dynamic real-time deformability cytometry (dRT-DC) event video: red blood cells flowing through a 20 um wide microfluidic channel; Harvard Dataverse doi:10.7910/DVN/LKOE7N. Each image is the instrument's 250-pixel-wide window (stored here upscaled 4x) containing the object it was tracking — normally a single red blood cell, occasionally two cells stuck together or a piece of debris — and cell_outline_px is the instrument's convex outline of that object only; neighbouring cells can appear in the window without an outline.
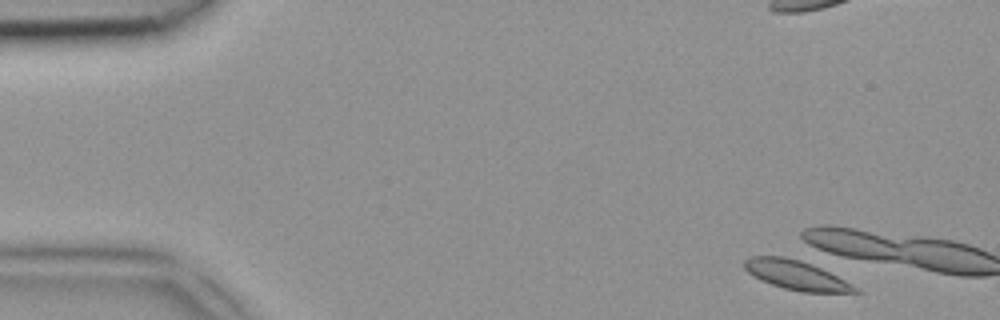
{"species": "common noctule bat (a hibernating species)", "species_latin": "Nyctalus noctula", "temperature_condition": "room temperature", "stored_images_in_passage": 3, "camera_frame_rate_fps": 3000, "um_per_image_px": 0.085, "animal": {"sex": "female", "body_mass_g": 18.4}, "frame": {"image": 1, "passage_image": 1, "time_ms": 0.0, "image_size_px": [1000, 320], "cell_outline_px": [[860, 292], [800, 292], [784, 288], [772, 284], [748, 272], [744, 268], [744, 260], [752, 256], [784, 256], [812, 260], [860, 288]], "centroid_in_image_um": [67.79, 23.34], "position_along_channel_um": 17.2, "area_um2": 19.59}}